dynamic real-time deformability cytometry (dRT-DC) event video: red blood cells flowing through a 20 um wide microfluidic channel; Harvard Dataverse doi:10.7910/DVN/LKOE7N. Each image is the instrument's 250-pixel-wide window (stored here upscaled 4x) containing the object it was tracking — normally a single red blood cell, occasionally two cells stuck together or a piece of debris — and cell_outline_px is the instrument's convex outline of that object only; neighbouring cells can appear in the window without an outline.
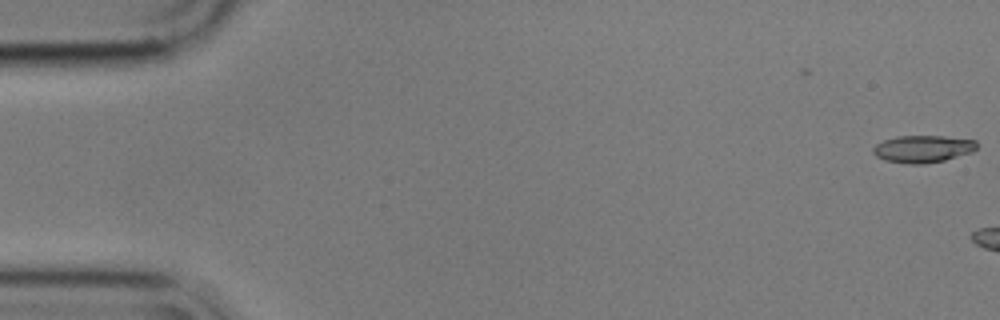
{"species": "common noctule bat (a hibernating species)", "species_latin": "Nyctalus noctula", "temperature_condition": "cold", "stored_images_in_passage": 4, "camera_frame_rate_fps": 3000, "um_per_image_px": 0.085, "animal": {"sex": "male", "body_mass_g": 17.9}, "frame": {"image": 1, "passage_image": 4, "time_ms": 1.0, "image_size_px": [1000, 320], "cell_outline_px": [[976, 148], [972, 152], [944, 160], [924, 164], [908, 164], [884, 160], [876, 156], [872, 152], [872, 148], [876, 144], [884, 140], [896, 136], [944, 136], [976, 140]], "centroid_in_image_um": [78.41, 12.65], "position_along_channel_um": 6.6, "area_um2": 16.47}}